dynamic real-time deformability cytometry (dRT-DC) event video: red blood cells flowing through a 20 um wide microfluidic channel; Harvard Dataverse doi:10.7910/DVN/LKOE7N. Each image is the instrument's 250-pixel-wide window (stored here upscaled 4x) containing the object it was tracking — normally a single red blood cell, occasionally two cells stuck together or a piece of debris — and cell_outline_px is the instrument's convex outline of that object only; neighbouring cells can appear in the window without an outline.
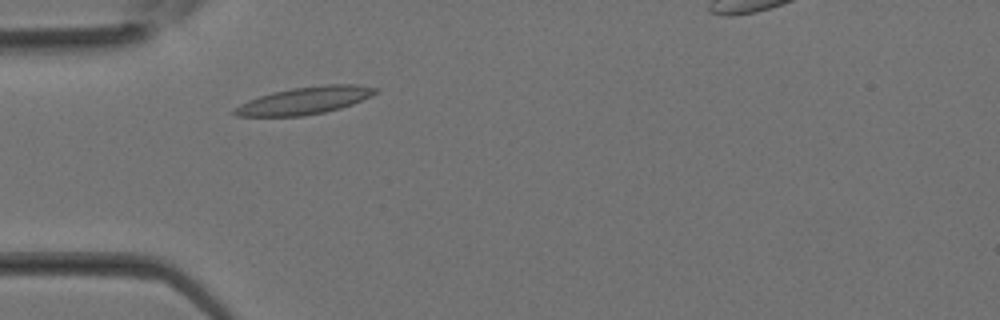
{"species": "Egyptian fruit bat (a non-hibernating species)", "species_latin": "Rousettus aegyptiacus", "temperature_condition": "room temperature", "stored_images_in_passage": 22, "camera_frame_rate_fps": 3000, "um_per_image_px": 0.085, "animal": {"sex": "female"}, "frame": {"image": 1, "passage_image": 2, "time_ms": 0.333, "image_size_px": [1000, 320], "cell_outline_px": [[380, 92], [372, 96], [352, 104], [340, 108], [324, 112], [304, 116], [236, 116], [232, 112], [240, 104], [248, 100], [272, 92], [292, 88], [328, 84], [356, 84], [380, 88]], "centroid_in_image_um": [25.96, 8.53], "position_along_channel_um": 59.0, "area_um2": 22.48}}
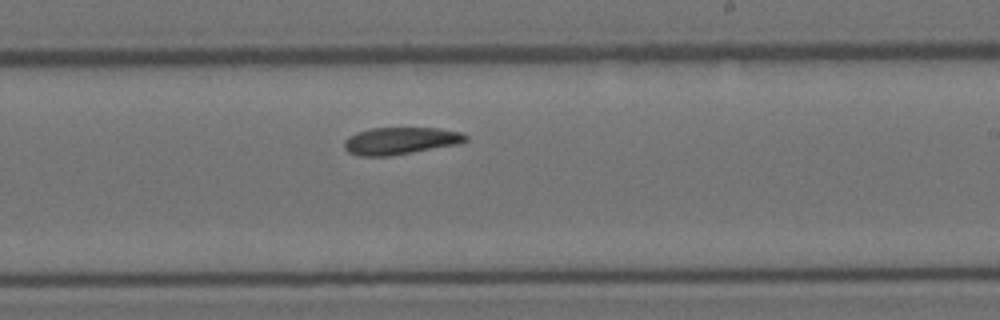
{"frame": {"image": 2, "passage_image": 12, "time_ms": 3.667, "image_size_px": [1000, 320], "cell_outline_px": [[468, 140], [460, 144], [388, 156], [356, 156], [348, 152], [344, 148], [344, 140], [348, 136], [356, 132], [372, 128], [440, 128], [460, 132], [468, 136]], "centroid_in_image_um": [34.02, 11.97], "position_along_channel_um": 255.0, "area_um2": 19.36}}
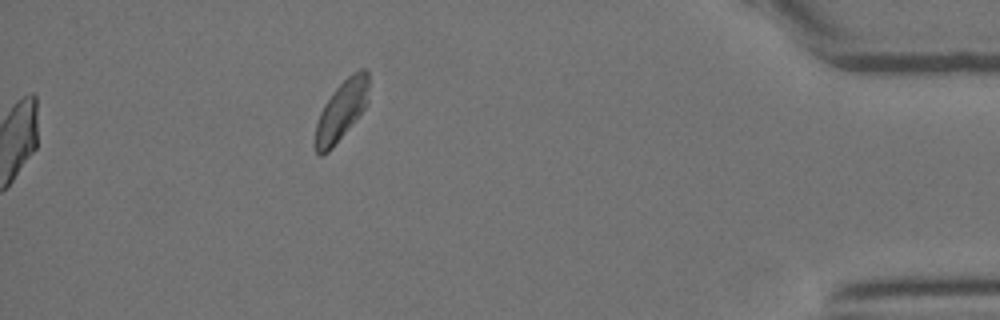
{"frame": {"image": 3, "passage_image": 22, "time_ms": 7.0, "image_size_px": [1000, 320], "cell_outline_px": [[368, 100], [364, 108], [332, 148], [328, 152], [320, 156], [316, 152], [316, 124], [320, 112], [324, 104], [332, 92], [352, 72], [360, 68], [368, 68]], "centroid_in_image_um": [29.03, 9.34], "position_along_channel_um": 406.2, "area_um2": 18.26}}